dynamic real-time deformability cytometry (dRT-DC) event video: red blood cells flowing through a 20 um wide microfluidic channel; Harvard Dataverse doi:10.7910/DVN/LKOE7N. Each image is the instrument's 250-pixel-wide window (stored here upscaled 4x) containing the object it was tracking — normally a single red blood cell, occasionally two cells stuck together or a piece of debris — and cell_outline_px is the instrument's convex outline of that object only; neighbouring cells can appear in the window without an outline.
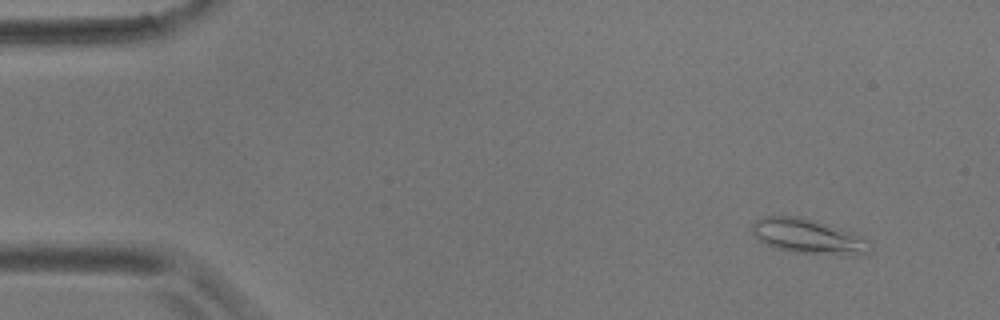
{"species": "common noctule bat (a hibernating species)", "species_latin": "Nyctalus noctula", "temperature_condition": "room temperature", "stored_images_in_passage": 5, "camera_frame_rate_fps": 3000, "um_per_image_px": 0.085, "animal": {"sex": "male", "body_mass_g": 17.9}, "frame": {"image": 1, "passage_image": 1, "time_ms": 0.0, "image_size_px": [1000, 320], "cell_outline_px": [[872, 252], [860, 256], [852, 256], [796, 252], [776, 248], [760, 240], [752, 232], [752, 224], [756, 220], [764, 216], [800, 216], [852, 232], [868, 240], [872, 244]], "centroid_in_image_um": [68.78, 20.11], "position_along_channel_um": 16.2, "area_um2": 23.93}}